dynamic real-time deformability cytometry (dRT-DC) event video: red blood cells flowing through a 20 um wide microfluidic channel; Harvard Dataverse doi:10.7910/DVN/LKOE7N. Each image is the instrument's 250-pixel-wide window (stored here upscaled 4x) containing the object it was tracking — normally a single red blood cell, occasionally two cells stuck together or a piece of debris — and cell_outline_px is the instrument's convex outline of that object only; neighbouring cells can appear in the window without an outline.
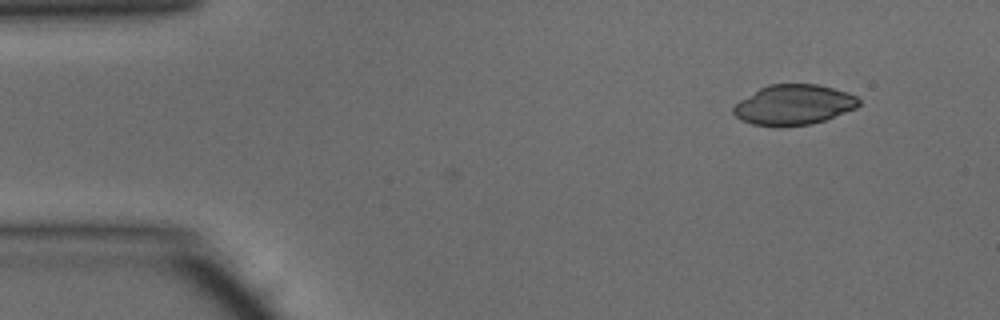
{"species": "common noctule bat (a hibernating species)", "species_latin": "Nyctalus noctula", "temperature_condition": "warm", "stored_images_in_passage": 3, "camera_frame_rate_fps": 3000, "um_per_image_px": 0.085, "animal": {"sex": "male", "body_mass_g": 15.6}, "frame": {"image": 1, "passage_image": 1, "time_ms": 0.0, "image_size_px": [1000, 320], "cell_outline_px": [[860, 104], [856, 108], [824, 120], [812, 124], [780, 128], [752, 124], [740, 120], [732, 112], [732, 108], [740, 100], [760, 88], [768, 84], [820, 84], [848, 92], [856, 96], [860, 100]], "centroid_in_image_um": [67.46, 8.92], "position_along_channel_um": 17.5, "area_um2": 29.71}}